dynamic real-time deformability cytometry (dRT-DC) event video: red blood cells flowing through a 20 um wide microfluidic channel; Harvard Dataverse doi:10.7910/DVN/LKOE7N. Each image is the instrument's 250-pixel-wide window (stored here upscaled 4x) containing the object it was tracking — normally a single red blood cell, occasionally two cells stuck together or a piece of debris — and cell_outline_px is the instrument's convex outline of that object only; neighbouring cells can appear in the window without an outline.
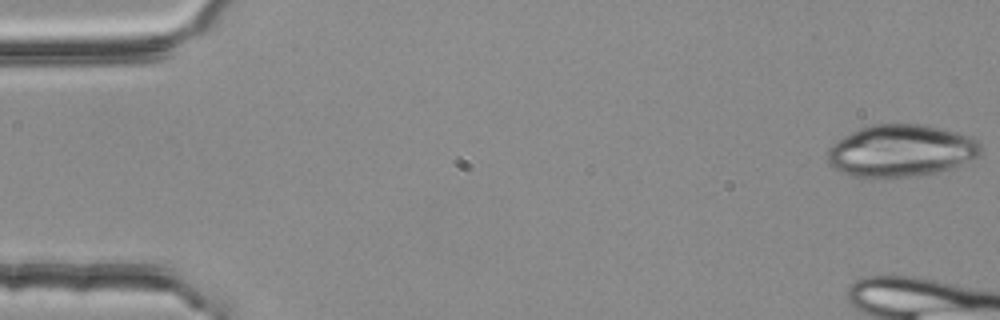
{"species": "common noctule bat (a hibernating species)", "species_latin": "Nyctalus noctula", "temperature_condition": "room temperature", "stored_images_in_passage": 10, "camera_frame_rate_fps": 3000, "um_per_image_px": 0.085, "animal": {"sex": "female", "body_mass_g": 25.1}, "frame": {"image": 1, "passage_image": 1, "time_ms": 0.0, "image_size_px": [1000, 320], "cell_outline_px": [[984, 148], [980, 156], [948, 168], [936, 172], [916, 176], [852, 176], [840, 172], [832, 168], [828, 164], [828, 148], [836, 140], [860, 128], [872, 124], [920, 124], [956, 132], [972, 136]], "centroid_in_image_um": [76.57, 12.8], "position_along_channel_um": 8.4, "area_um2": 46.24}}